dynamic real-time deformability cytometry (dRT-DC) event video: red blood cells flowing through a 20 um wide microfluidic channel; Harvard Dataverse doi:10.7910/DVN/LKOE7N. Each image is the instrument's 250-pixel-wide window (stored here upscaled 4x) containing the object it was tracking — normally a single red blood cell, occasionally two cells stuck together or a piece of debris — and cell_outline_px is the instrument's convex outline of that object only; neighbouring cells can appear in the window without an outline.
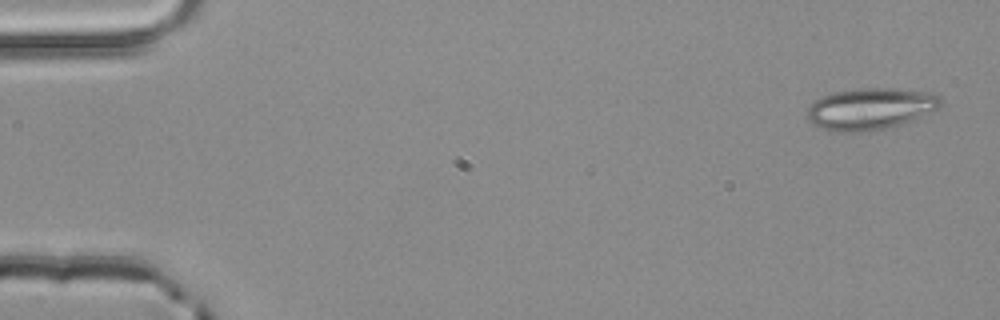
{"species": "common noctule bat (a hibernating species)", "species_latin": "Nyctalus noctula", "temperature_condition": "room temperature", "stored_images_in_passage": 3, "camera_frame_rate_fps": 3000, "um_per_image_px": 0.085, "animal": {"sex": "male", "body_mass_g": 20.4}, "frame": {"image": 1, "passage_image": 1, "time_ms": 0.0, "image_size_px": [1000, 320], "cell_outline_px": [[944, 104], [940, 108], [912, 120], [900, 124], [884, 128], [860, 132], [844, 132], [824, 128], [812, 124], [804, 116], [808, 108], [816, 100], [824, 96], [836, 92], [856, 88], [892, 88], [936, 92], [944, 100]], "centroid_in_image_um": [74.05, 9.22], "position_along_channel_um": 11.0, "area_um2": 32.6}}